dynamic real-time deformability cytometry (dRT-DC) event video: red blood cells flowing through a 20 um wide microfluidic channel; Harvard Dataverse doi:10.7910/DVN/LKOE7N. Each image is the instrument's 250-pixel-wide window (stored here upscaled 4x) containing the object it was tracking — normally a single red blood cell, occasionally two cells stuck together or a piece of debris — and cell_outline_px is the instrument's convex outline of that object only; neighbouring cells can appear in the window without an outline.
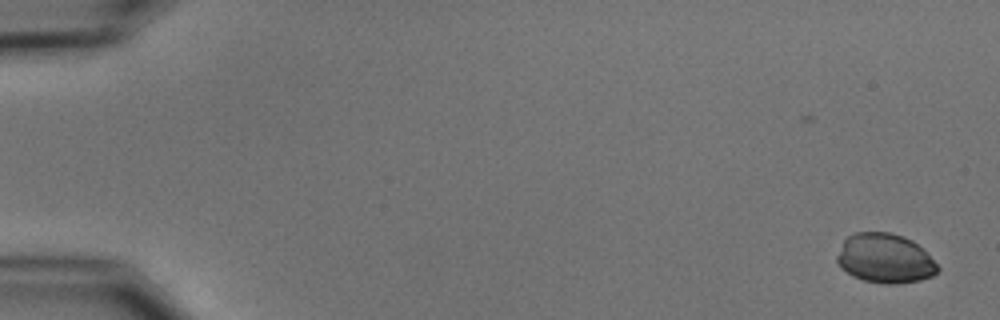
{"species": "common noctule bat (a hibernating species)", "species_latin": "Nyctalus noctula", "temperature_condition": "cold", "stored_images_in_passage": 8, "camera_frame_rate_fps": 3000, "um_per_image_px": 0.085, "animal": {"sex": "male", "body_mass_g": 15.6}, "frame": {"image": 1, "passage_image": 2, "time_ms": 1.333, "image_size_px": [1000, 320], "cell_outline_px": [[940, 268], [932, 276], [920, 280], [896, 284], [884, 284], [864, 280], [852, 276], [840, 268], [836, 260], [836, 256], [844, 240], [848, 236], [856, 232], [888, 232], [904, 236], [912, 240]], "centroid_in_image_um": [75.18, 21.97], "position_along_channel_um": 9.8, "area_um2": 28.84}}
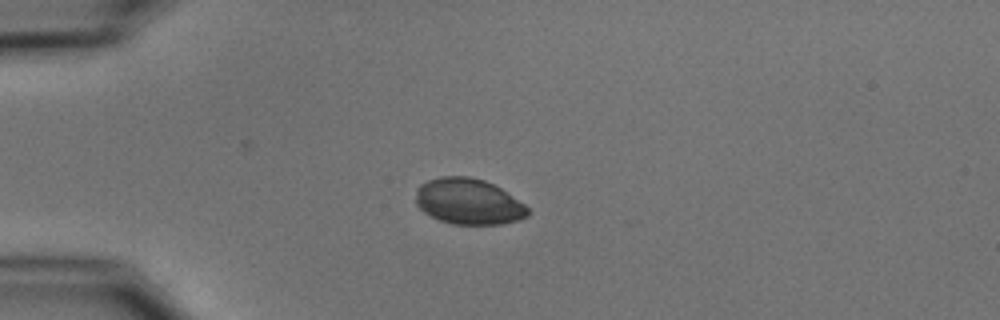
{"frame": {"image": 2, "passage_image": 6, "time_ms": 5.667, "image_size_px": [1000, 320], "cell_outline_px": [[528, 216], [520, 220], [500, 224], [452, 224], [440, 220], [424, 212], [416, 204], [416, 188], [420, 184], [428, 180], [440, 176], [468, 176], [484, 180], [500, 188], [524, 204], [528, 208]], "centroid_in_image_um": [39.8, 17.13], "position_along_channel_um": 45.2, "area_um2": 29.88}}